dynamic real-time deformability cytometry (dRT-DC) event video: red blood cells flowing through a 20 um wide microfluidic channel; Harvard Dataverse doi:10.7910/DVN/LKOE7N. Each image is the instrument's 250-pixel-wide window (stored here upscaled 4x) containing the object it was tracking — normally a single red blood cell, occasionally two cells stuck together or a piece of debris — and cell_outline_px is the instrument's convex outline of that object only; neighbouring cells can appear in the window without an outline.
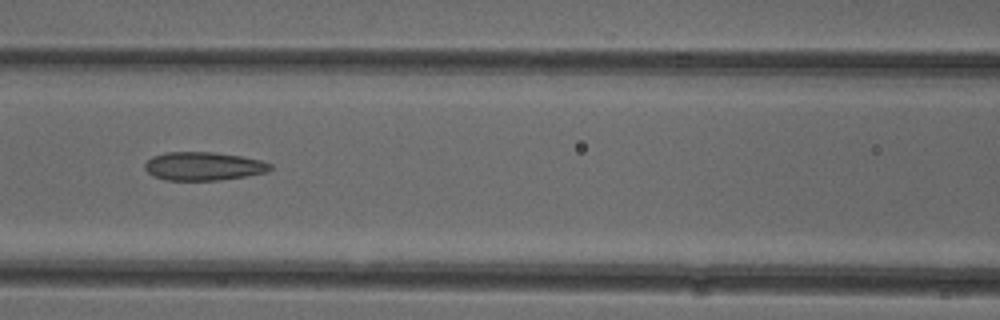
{"species": "common noctule bat (a hibernating species)", "species_latin": "Nyctalus noctula", "temperature_condition": "cold", "stored_images_in_passage": 51, "camera_frame_rate_fps": 3000, "um_per_image_px": 0.085, "animal": {"sex": "female"}, "frame": {"image": 1, "passage_image": 22, "time_ms": 7.0, "image_size_px": [1000, 320], "cell_outline_px": [[272, 168], [268, 172], [220, 180], [164, 180], [152, 176], [144, 168], [144, 164], [152, 156], [164, 152], [212, 152], [240, 156], [260, 160], [272, 164]], "centroid_in_image_um": [17.26, 14.13], "position_along_channel_um": 149.3, "area_um2": 20.81}}
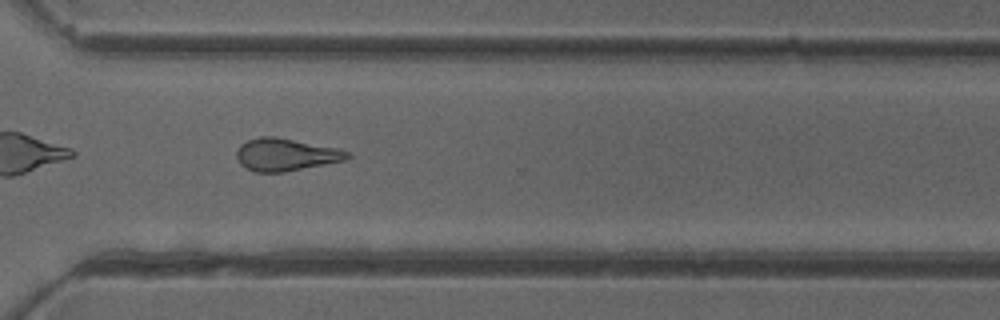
{"frame": {"image": 2, "passage_image": 37, "time_ms": 12.0, "image_size_px": [1000, 320], "cell_outline_px": [[352, 156], [348, 160], [284, 172], [256, 172], [240, 164], [236, 156], [236, 152], [240, 144], [248, 140], [260, 136], [276, 136], [336, 148], [348, 152]], "centroid_in_image_um": [24.29, 13.14], "position_along_channel_um": 346.3, "area_um2": 20.98}, "authors_computed_cell_mechanics": {"area_um2": 21.097, "velocity_mm_per_s": 3.9565, "shape_relaxation_time_tau1_ms": null, "shape_relaxation_time_tau2_ms": 2.9535, "deformation_change_tau1": null, "deformation_change_tau2": 0.1212}}